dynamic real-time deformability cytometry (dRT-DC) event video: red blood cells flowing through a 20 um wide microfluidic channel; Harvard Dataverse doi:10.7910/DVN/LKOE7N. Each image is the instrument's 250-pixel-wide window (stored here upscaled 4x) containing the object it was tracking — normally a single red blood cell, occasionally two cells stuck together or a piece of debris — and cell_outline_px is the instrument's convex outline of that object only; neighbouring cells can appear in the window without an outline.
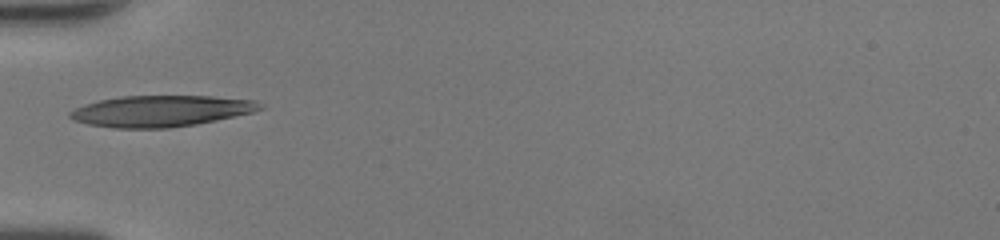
{"species": "human", "species_latin": "Homo sapiens", "temperature_condition": "room temperature", "stored_images_in_passage": 32, "camera_frame_rate_fps": 3000, "um_per_image_px": 0.085, "donor": {"sex": "female"}, "frame": {"image": 1, "passage_image": 1, "time_ms": 0.0, "image_size_px": [1000, 240], "cell_outline_px": [[264, 108], [252, 112], [216, 120], [196, 124], [168, 128], [112, 128], [88, 124], [72, 120], [68, 116], [68, 112], [84, 104], [100, 100], [120, 96], [212, 96], [256, 100]], "centroid_in_image_um": [13.64, 9.44], "position_along_channel_um": 71.4, "area_um2": 34.56}}
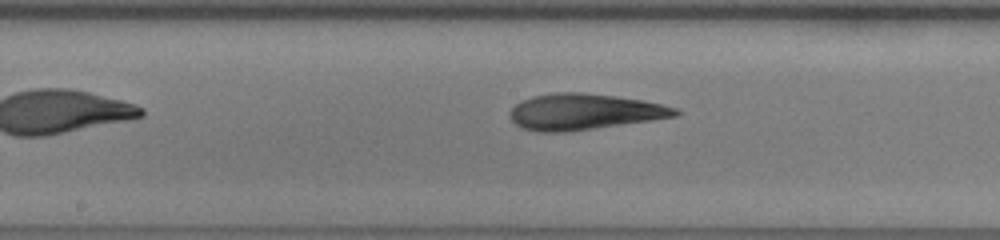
{"frame": {"image": 2, "passage_image": 10, "time_ms": 3.0, "image_size_px": [1000, 240], "cell_outline_px": [[680, 112], [676, 116], [564, 132], [536, 132], [520, 128], [508, 116], [508, 112], [516, 104], [532, 96], [556, 92], [580, 92], [616, 96], [640, 100], [660, 104], [676, 108]], "centroid_in_image_um": [49.56, 9.5], "position_along_channel_um": 198.6, "area_um2": 34.28}}
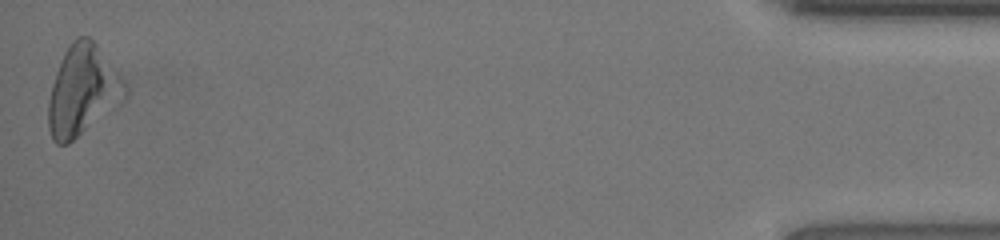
{"frame": {"image": 3, "passage_image": 32, "time_ms": 10.333, "image_size_px": [1000, 240], "cell_outline_px": [[108, 80], [84, 128], [68, 144], [56, 144], [52, 140], [48, 128], [48, 100], [52, 84], [56, 72], [64, 52], [72, 40], [76, 36], [88, 36], [96, 44], [108, 76]], "centroid_in_image_um": [6.41, 7.62], "position_along_channel_um": 428.8, "area_um2": 31.33}, "authors_computed_cell_mechanics": {"area_um2": 34.3621, "velocity_mm_per_s": 4.3029, "shape_relaxation_time_tau1_ms": 5.4913, "shape_relaxation_time_tau2_ms": 2.7662, "deformation_change_tau1": 0.1907, "deformation_change_tau2": 0.1178}}